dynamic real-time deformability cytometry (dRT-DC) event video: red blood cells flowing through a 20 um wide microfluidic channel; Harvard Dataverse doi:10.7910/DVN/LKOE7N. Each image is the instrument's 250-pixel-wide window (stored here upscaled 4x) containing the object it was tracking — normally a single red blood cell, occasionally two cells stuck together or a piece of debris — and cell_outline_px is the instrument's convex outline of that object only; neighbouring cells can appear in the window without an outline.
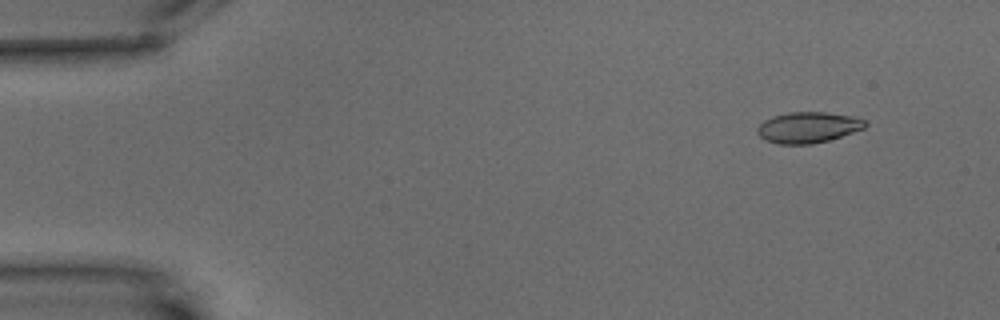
{"species": "common noctule bat (a hibernating species)", "species_latin": "Nyctalus noctula", "temperature_condition": "warm", "stored_images_in_passage": 5, "camera_frame_rate_fps": 3000, "um_per_image_px": 0.085, "animal": {"sex": "male", "body_mass_g": 15.6}, "frame": {"image": 1, "passage_image": 2, "time_ms": 1.333, "image_size_px": [1000, 320], "cell_outline_px": [[868, 124], [864, 128], [828, 140], [812, 144], [776, 144], [764, 140], [756, 132], [756, 128], [764, 120], [772, 116], [788, 112], [824, 112], [852, 116], [864, 120]], "centroid_in_image_um": [68.63, 10.83], "position_along_channel_um": 16.4, "area_um2": 19.42}}